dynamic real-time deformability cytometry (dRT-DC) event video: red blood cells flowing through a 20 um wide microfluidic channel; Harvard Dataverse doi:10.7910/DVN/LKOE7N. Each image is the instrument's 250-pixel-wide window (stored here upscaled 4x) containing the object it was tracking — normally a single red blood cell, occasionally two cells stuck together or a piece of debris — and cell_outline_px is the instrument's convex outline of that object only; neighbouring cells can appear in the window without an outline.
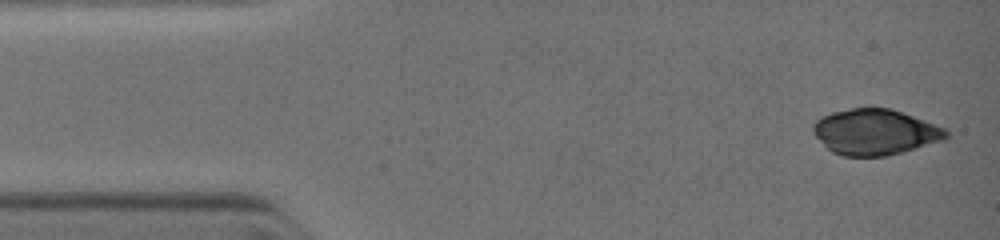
{"species": "common noctule bat (a hibernating species)", "species_latin": "Nyctalus noctula", "temperature_condition": "warm", "stored_images_in_passage": 17, "camera_frame_rate_fps": 3000, "um_per_image_px": 0.085, "animal": {"sex": "female", "body_mass_g": 19.0, "forearm_length_mm": 51.5}, "frame": {"image": 1, "passage_image": 3, "time_ms": 0.333, "image_size_px": [1000, 240], "cell_outline_px": [[948, 136], [944, 140], [916, 148], [884, 156], [844, 156], [832, 152], [812, 132], [812, 124], [820, 116], [832, 112], [852, 108], [888, 108], [924, 120], [944, 128], [948, 132]], "centroid_in_image_um": [74.35, 11.22], "position_along_channel_um": 10.7, "area_um2": 35.08}}